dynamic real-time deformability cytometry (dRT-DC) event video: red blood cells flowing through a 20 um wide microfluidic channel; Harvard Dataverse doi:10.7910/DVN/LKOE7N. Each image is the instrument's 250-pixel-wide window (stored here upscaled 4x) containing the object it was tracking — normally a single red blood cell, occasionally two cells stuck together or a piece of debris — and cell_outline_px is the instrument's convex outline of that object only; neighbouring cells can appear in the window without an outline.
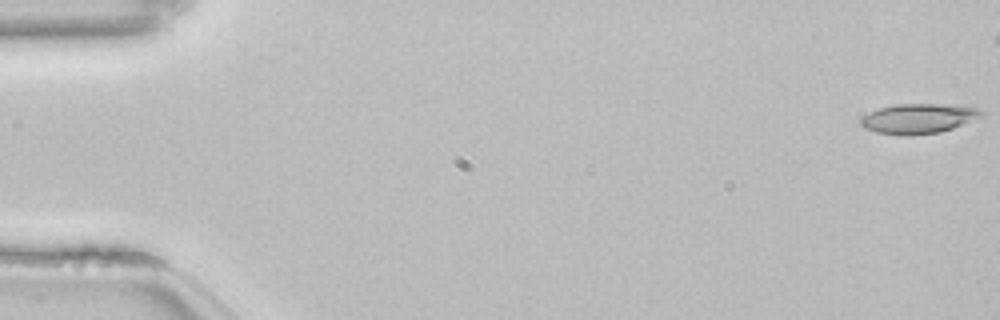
{"species": "common noctule bat (a hibernating species)", "species_latin": "Nyctalus noctula", "temperature_condition": "room temperature", "stored_images_in_passage": 49, "camera_frame_rate_fps": 3000, "um_per_image_px": 0.085, "animal": {"sex": "female", "body_mass_g": 22.7, "forearm_length_mm": 54.2}, "frame": {"image": 1, "passage_image": 1, "time_ms": 0.0, "image_size_px": [1000, 320], "cell_outline_px": [[984, 116], [952, 128], [940, 132], [908, 136], [876, 132], [864, 128], [860, 124], [860, 120], [864, 116], [880, 108], [896, 104], [944, 104], [980, 108], [984, 112]], "centroid_in_image_um": [78.1, 10.08], "position_along_channel_um": 6.9, "area_um2": 20.92}}
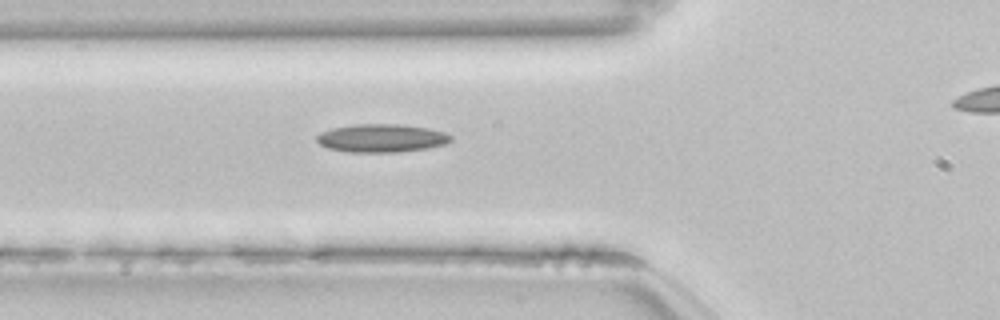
{"frame": {"image": 2, "passage_image": 20, "time_ms": 6.333, "image_size_px": [1000, 320], "cell_outline_px": [[452, 140], [444, 144], [428, 148], [396, 152], [348, 152], [328, 148], [320, 144], [316, 140], [316, 136], [320, 132], [332, 128], [356, 124], [396, 124], [428, 128], [444, 132], [452, 136]], "centroid_in_image_um": [32.41, 11.74], "position_along_channel_um": 93.4, "area_um2": 21.96}}
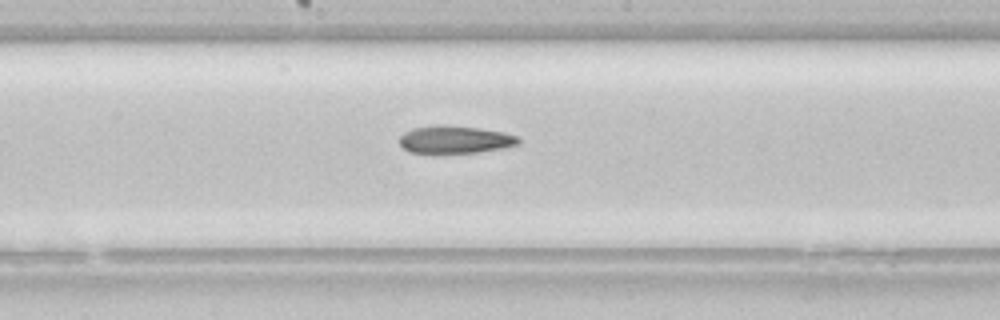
{"frame": {"image": 3, "passage_image": 29, "time_ms": 9.333, "image_size_px": [1000, 320], "cell_outline_px": [[520, 144], [504, 148], [476, 152], [408, 152], [396, 140], [404, 132], [412, 128], [440, 124], [480, 128], [504, 132], [520, 136]], "centroid_in_image_um": [38.69, 11.84], "position_along_channel_um": 209.5, "area_um2": 19.25}}